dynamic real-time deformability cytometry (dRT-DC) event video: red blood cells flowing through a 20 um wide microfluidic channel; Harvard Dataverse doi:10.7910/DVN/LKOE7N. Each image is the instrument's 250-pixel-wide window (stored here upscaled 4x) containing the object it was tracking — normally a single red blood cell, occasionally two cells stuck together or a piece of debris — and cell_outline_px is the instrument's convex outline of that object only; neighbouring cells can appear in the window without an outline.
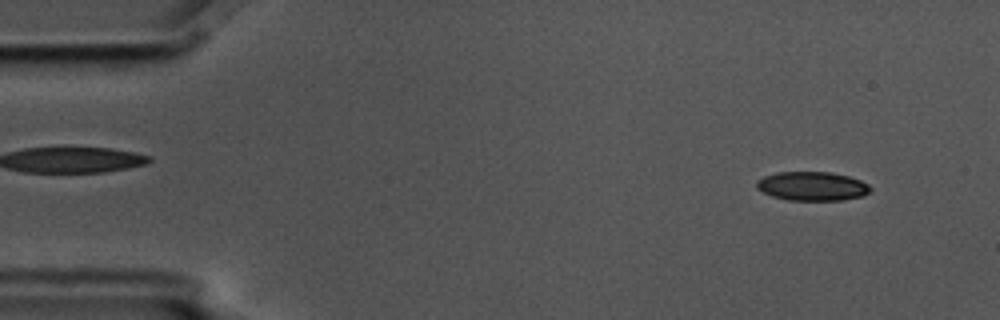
{"species": "common noctule bat (a hibernating species)", "species_latin": "Nyctalus noctula", "temperature_condition": "cold", "stored_images_in_passage": 4, "camera_frame_rate_fps": 3000, "um_per_image_px": 0.085, "animal": {"sex": "male", "body_mass_g": 17.5, "forearm_length_mm": 52.3}, "frame": {"image": 1, "passage_image": 1, "time_ms": 0.0, "image_size_px": [1000, 320], "cell_outline_px": [[872, 188], [864, 196], [840, 200], [788, 200], [772, 196], [756, 188], [756, 180], [764, 176], [776, 172], [832, 172], [848, 176], [860, 180], [868, 184]], "centroid_in_image_um": [69.03, 15.82], "position_along_channel_um": 16.0, "area_um2": 19.25}}
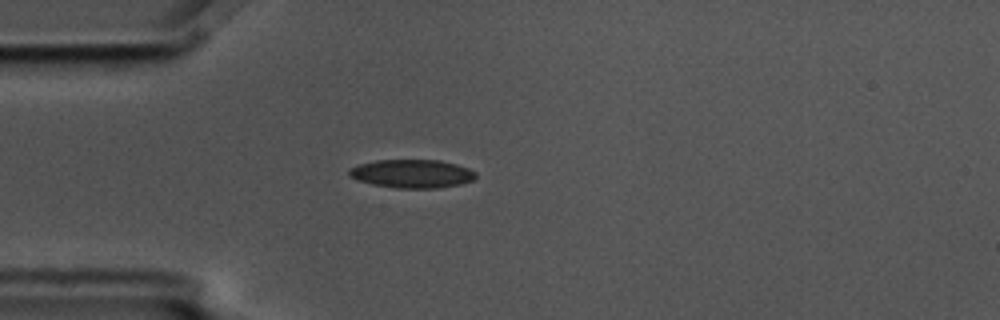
{"frame": {"image": 2, "passage_image": 4, "time_ms": 1.0, "image_size_px": [1000, 320], "cell_outline_px": [[476, 176], [472, 180], [460, 184], [436, 188], [396, 188], [372, 184], [356, 180], [348, 176], [348, 168], [356, 164], [376, 160], [440, 160], [456, 164], [468, 168], [476, 172]], "centroid_in_image_um": [34.96, 14.76], "position_along_channel_um": 50.0, "area_um2": 21.15}}